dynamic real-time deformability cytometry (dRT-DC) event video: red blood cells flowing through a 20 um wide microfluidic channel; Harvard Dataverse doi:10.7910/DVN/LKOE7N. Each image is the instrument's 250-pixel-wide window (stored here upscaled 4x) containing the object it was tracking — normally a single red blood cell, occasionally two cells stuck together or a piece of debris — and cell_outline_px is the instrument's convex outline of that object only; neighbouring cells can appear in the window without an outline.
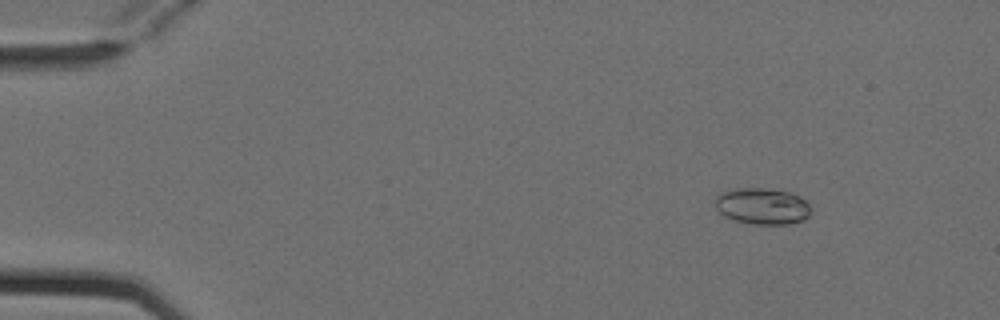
{"species": "Egyptian fruit bat (a non-hibernating species)", "species_latin": "Rousettus aegyptiacus", "temperature_condition": "cold", "stored_images_in_passage": 4, "camera_frame_rate_fps": 3000, "um_per_image_px": 0.085, "animal": {"sex": "female"}, "frame": {"image": 1, "passage_image": 2, "time_ms": 0.333, "image_size_px": [1000, 320], "cell_outline_px": [[812, 212], [804, 220], [788, 224], [752, 224], [736, 220], [724, 216], [716, 208], [716, 196], [720, 192], [736, 188], [764, 188], [788, 192], [800, 196], [808, 204]], "centroid_in_image_um": [64.8, 17.52], "position_along_channel_um": 20.2, "area_um2": 20.29}}